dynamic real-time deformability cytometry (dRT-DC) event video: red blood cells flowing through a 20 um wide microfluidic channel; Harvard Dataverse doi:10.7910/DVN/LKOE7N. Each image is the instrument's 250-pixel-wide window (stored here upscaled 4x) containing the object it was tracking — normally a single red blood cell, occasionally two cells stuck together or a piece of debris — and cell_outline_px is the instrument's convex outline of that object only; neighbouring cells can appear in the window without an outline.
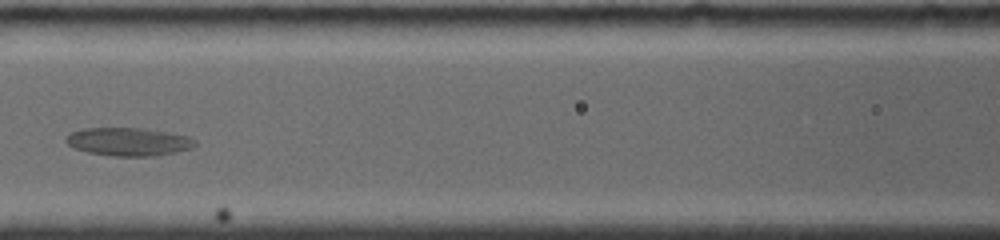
{"species": "common noctule bat (a hibernating species)", "species_latin": "Nyctalus noctula", "temperature_condition": "room temperature", "stored_images_in_passage": 22, "camera_frame_rate_fps": 4000, "um_per_image_px": 0.085, "animal": {"sex": "female", "body_mass_g": 19.0, "forearm_length_mm": 56.7}, "frame": {"image": 1, "passage_image": 21, "time_ms": 6.0, "image_size_px": [1000, 240], "cell_outline_px": [[196, 144], [192, 148], [176, 152], [152, 156], [112, 156], [88, 152], [72, 148], [64, 140], [64, 136], [72, 132], [84, 128], [140, 128], [188, 136], [196, 140]], "centroid_in_image_um": [10.88, 12.05], "position_along_channel_um": 155.7, "area_um2": 21.15}}